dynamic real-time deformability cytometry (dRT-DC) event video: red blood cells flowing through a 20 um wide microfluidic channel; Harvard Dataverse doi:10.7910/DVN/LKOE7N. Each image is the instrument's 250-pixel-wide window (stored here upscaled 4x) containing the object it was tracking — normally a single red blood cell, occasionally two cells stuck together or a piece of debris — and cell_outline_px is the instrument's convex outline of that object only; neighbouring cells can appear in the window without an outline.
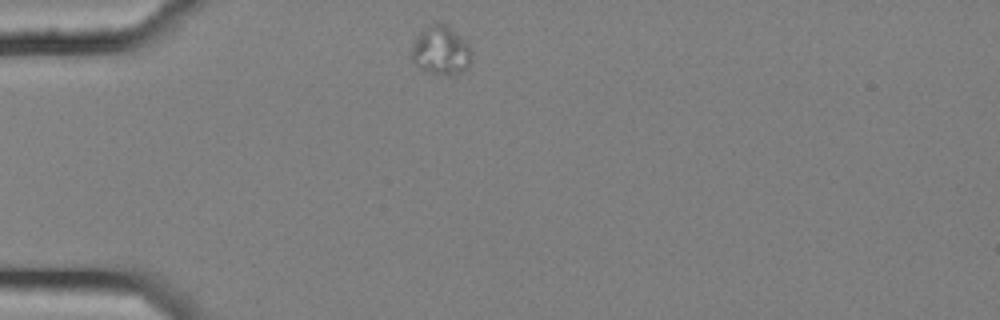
{"species": "common noctule bat (a hibernating species)", "species_latin": "Nyctalus noctula", "temperature_condition": "cold", "stored_images_in_passage": 4, "camera_frame_rate_fps": 3000, "um_per_image_px": 0.085, "animal": {"sex": "female", "body_mass_g": 25.1}, "frame": {"image": 1, "passage_image": 1, "time_ms": 0.0, "image_size_px": [1000, 320], "cell_outline_px": [[472, 60], [468, 68], [464, 72], [456, 76], [436, 76], [420, 68], [412, 60], [412, 44], [416, 36], [428, 24], [436, 20], [444, 24], [468, 44], [472, 52]], "centroid_in_image_um": [37.48, 4.34], "position_along_channel_um": 47.5, "area_um2": 17.57}}